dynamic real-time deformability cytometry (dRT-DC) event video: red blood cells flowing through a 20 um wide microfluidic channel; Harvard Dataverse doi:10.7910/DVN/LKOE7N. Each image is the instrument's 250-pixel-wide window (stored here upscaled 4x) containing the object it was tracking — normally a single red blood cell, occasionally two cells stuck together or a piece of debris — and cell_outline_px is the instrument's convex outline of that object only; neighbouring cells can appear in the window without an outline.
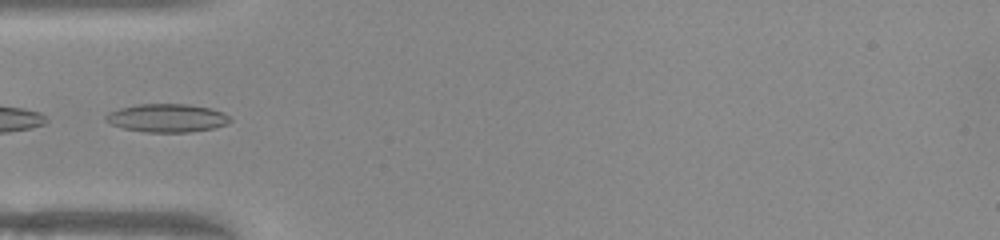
{"species": "common noctule bat (a hibernating species)", "species_latin": "Nyctalus noctula", "temperature_condition": "warm", "stored_images_in_passage": 49, "camera_frame_rate_fps": 3000, "um_per_image_px": 0.085, "animal": {"sex": "female", "body_mass_g": 22.0, "forearm_length_mm": 56.7}, "frame": {"image": 1, "passage_image": 15, "time_ms": 4.667, "image_size_px": [1000, 240], "cell_outline_px": [[232, 120], [228, 124], [212, 128], [188, 132], [144, 132], [124, 128], [112, 124], [104, 120], [104, 116], [108, 112], [120, 108], [140, 104], [188, 104], [212, 108], [224, 112]], "centroid_in_image_um": [14.21, 10.02], "position_along_channel_um": 70.8, "area_um2": 20.52}, "authors_computed_cell_mechanics": {"area_um2": 18.0914, "velocity_mm_per_s": 3.9772, "shape_relaxation_time_tau1_ms": 10.4761, "shape_relaxation_time_tau2_ms": 2.0564, "deformation_change_tau1": 0.2604, "deformation_change_tau2": 0.0696}}